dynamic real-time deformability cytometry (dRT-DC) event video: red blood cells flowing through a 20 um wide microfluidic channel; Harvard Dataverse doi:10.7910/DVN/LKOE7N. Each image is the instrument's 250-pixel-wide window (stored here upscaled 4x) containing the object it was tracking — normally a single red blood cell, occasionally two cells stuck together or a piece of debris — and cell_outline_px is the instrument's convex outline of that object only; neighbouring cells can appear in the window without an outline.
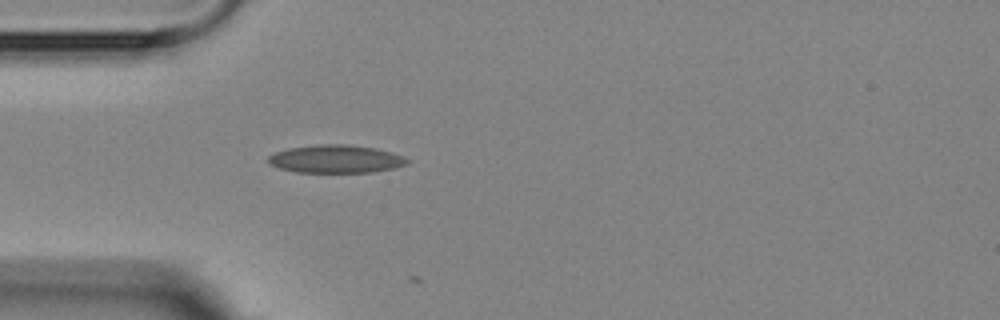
{"species": "Egyptian fruit bat (a non-hibernating species)", "species_latin": "Rousettus aegyptiacus", "temperature_condition": "room temperature", "stored_images_in_passage": 1, "camera_frame_rate_fps": 3000, "um_per_image_px": 0.085, "animal": {"sex": "female"}, "frame": {"image": 1, "passage_image": 1, "time_ms": 0.0, "image_size_px": [1000, 320], "cell_outline_px": [[412, 160], [408, 164], [392, 168], [372, 172], [296, 172], [280, 168], [268, 164], [268, 156], [276, 152], [288, 148], [316, 144], [348, 144], [372, 148], [392, 152], [404, 156]], "centroid_in_image_um": [28.55, 13.51], "position_along_channel_um": 56.4, "area_um2": 22.72}}